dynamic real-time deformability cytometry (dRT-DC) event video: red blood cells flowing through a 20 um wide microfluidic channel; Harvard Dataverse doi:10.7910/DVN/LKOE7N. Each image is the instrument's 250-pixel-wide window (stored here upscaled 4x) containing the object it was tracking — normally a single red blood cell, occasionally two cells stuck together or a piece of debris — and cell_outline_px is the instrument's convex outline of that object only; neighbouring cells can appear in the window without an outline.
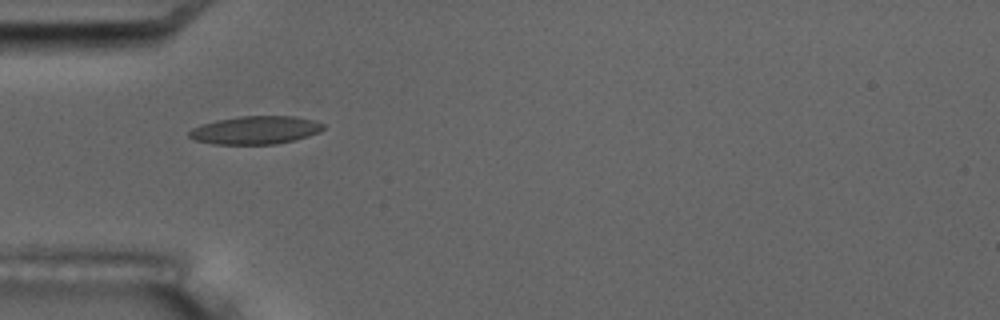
{"species": "common noctule bat (a hibernating species)", "species_latin": "Nyctalus noctula", "temperature_condition": "room temperature", "stored_images_in_passage": 6, "camera_frame_rate_fps": 3000, "um_per_image_px": 0.085, "animal": {"sex": "male", "body_mass_g": 17.5, "forearm_length_mm": 52.3}, "frame": {"image": 1, "passage_image": 6, "time_ms": 5.667, "image_size_px": [1000, 320], "cell_outline_px": [[324, 128], [320, 132], [308, 136], [276, 144], [212, 144], [196, 140], [188, 136], [188, 132], [192, 128], [200, 124], [216, 120], [240, 116], [292, 116], [312, 120], [324, 124]], "centroid_in_image_um": [21.68, 11.06], "position_along_channel_um": 63.3, "area_um2": 21.91}}